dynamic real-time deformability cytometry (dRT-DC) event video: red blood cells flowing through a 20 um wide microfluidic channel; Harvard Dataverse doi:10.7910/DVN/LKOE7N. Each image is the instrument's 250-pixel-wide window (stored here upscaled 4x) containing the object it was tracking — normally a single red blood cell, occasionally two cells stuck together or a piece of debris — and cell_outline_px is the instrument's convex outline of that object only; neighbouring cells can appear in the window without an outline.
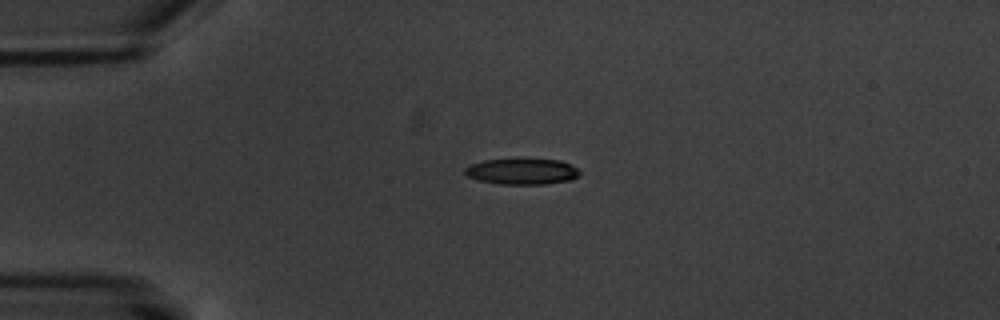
{"species": "common noctule bat (a hibernating species)", "species_latin": "Nyctalus noctula", "temperature_condition": "warm", "stored_images_in_passage": 2, "camera_frame_rate_fps": 3000, "um_per_image_px": 0.085, "animal": {"sex": "male", "body_mass_g": 20.1, "forearm_length_mm": 53.5}, "frame": {"image": 1, "passage_image": 1, "time_ms": 0.0, "image_size_px": [1000, 320], "cell_outline_px": [[580, 172], [572, 180], [548, 184], [500, 184], [476, 180], [468, 176], [464, 172], [464, 168], [468, 164], [484, 160], [516, 156], [524, 156], [560, 160], [572, 164]], "centroid_in_image_um": [44.34, 14.51], "position_along_channel_um": 40.7, "area_um2": 18.5}}